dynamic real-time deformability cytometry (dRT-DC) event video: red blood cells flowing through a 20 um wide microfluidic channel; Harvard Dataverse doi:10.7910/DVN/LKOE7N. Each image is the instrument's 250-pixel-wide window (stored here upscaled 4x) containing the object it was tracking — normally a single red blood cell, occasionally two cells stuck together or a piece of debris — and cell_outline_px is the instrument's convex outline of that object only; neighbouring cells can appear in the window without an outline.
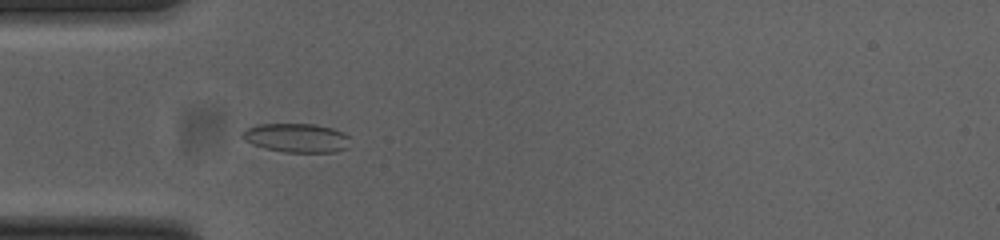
{"species": "common noctule bat (a hibernating species)", "species_latin": "Nyctalus noctula", "temperature_condition": "cold", "stored_images_in_passage": 52, "camera_frame_rate_fps": 3000, "um_per_image_px": 0.085, "animal": {"sex": "female", "body_mass_g": 23.0, "forearm_length_mm": 53.4}, "frame": {"image": 1, "passage_image": 15, "time_ms": 4.667, "image_size_px": [1000, 240], "cell_outline_px": [[348, 148], [332, 152], [284, 152], [264, 148], [252, 144], [244, 140], [240, 136], [240, 132], [248, 128], [260, 124], [316, 124], [332, 128], [344, 132], [348, 136]], "centroid_in_image_um": [25.18, 11.72], "position_along_channel_um": 59.8, "area_um2": 18.26}}
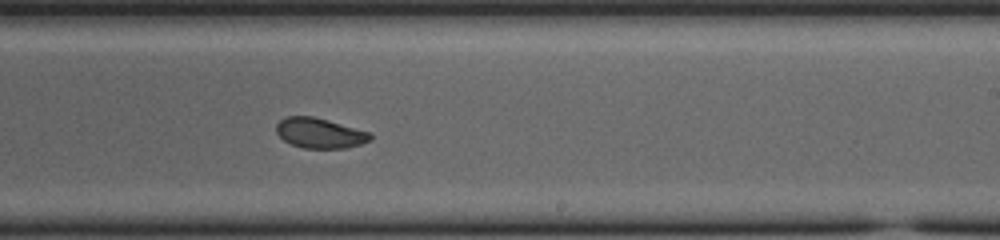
{"frame": {"image": 2, "passage_image": 31, "time_ms": 10.0, "image_size_px": [1000, 240], "cell_outline_px": [[372, 140], [348, 148], [304, 148], [292, 144], [284, 140], [276, 132], [276, 124], [280, 120], [288, 116], [312, 116], [328, 120], [372, 132]], "centroid_in_image_um": [27.22, 11.31], "position_along_channel_um": 261.8, "area_um2": 16.59}}
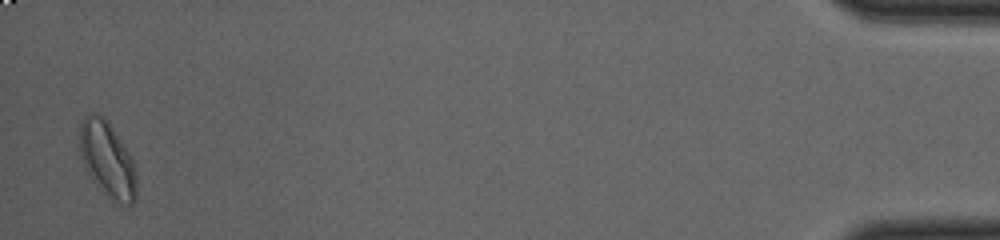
{"frame": {"image": 3, "passage_image": 51, "time_ms": 16.667, "image_size_px": [1000, 240], "cell_outline_px": [[136, 200], [132, 204], [124, 204], [116, 200], [88, 176], [80, 156], [80, 120], [88, 112], [100, 112], [108, 120], [124, 144], [136, 168]], "centroid_in_image_um": [9.11, 13.45], "position_along_channel_um": 426.1, "area_um2": 25.03}, "authors_computed_cell_mechanics": {"area_um2": 18.0914, "velocity_mm_per_s": 3.8397, "shape_relaxation_time_tau1_ms": 3.0495, "shape_relaxation_time_tau2_ms": 2.001, "deformation_change_tau1": 0.0741, "deformation_change_tau2": 0.0477}}